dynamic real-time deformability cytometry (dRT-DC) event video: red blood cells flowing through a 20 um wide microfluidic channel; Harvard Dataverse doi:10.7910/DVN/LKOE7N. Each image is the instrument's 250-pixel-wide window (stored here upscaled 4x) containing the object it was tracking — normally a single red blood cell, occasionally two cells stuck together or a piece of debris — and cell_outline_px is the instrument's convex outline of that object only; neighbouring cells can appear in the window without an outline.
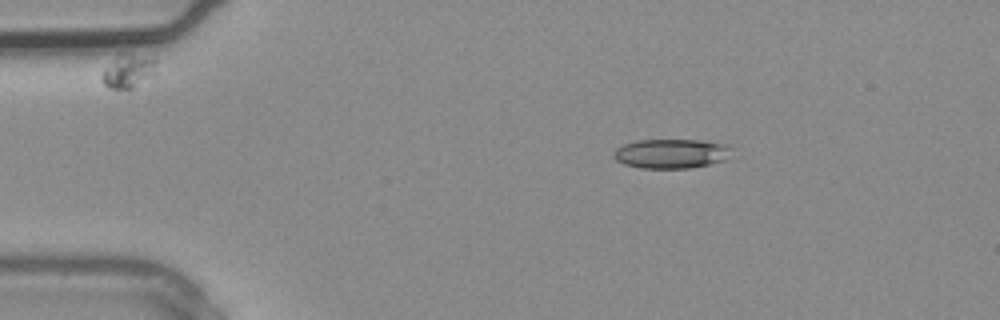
{"species": "common noctule bat (a hibernating species)", "species_latin": "Nyctalus noctula", "temperature_condition": "warm", "stored_images_in_passage": 2, "camera_frame_rate_fps": 3000, "um_per_image_px": 0.085, "animal": {"sex": "male", "body_mass_g": 20.4}, "frame": {"image": 1, "passage_image": 1, "time_ms": 0.0, "image_size_px": [1000, 320], "cell_outline_px": [[732, 148], [728, 160], [692, 168], [640, 168], [624, 164], [616, 160], [612, 156], [612, 152], [616, 148], [624, 144], [636, 140], [700, 140], [728, 144]], "centroid_in_image_um": [57.08, 13.06], "position_along_channel_um": 27.9, "area_um2": 20.58}}